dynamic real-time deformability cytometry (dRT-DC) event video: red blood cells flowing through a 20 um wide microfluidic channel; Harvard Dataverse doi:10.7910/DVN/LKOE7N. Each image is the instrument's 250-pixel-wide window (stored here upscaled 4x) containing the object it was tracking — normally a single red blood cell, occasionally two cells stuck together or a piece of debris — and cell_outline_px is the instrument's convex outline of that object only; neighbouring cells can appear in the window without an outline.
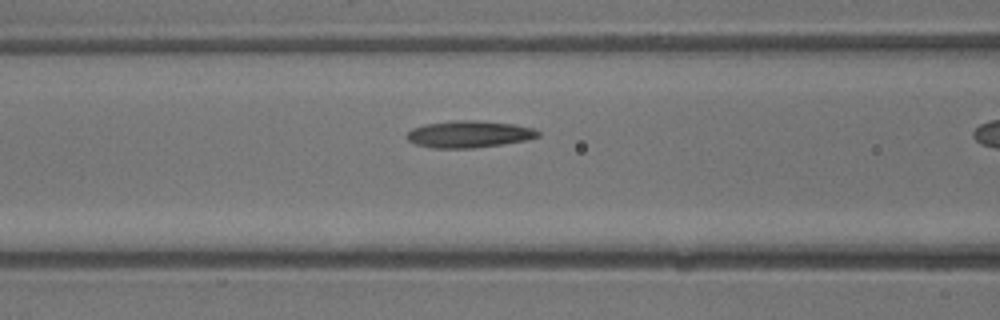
{"species": "common noctule bat (a hibernating species)", "species_latin": "Nyctalus noctula", "temperature_condition": "warm", "stored_images_in_passage": 7, "camera_frame_rate_fps": 3000, "um_per_image_px": 0.085, "animal": {"sex": "male", "body_mass_g": 13.3}, "frame": {"image": 1, "passage_image": 6, "time_ms": 1.667, "image_size_px": [1000, 320], "cell_outline_px": [[540, 136], [528, 140], [504, 144], [476, 148], [432, 148], [416, 144], [408, 140], [404, 136], [412, 128], [424, 124], [452, 120], [476, 120], [512, 124], [532, 128], [540, 132]], "centroid_in_image_um": [39.85, 11.41], "position_along_channel_um": 126.7, "area_um2": 20.75}}